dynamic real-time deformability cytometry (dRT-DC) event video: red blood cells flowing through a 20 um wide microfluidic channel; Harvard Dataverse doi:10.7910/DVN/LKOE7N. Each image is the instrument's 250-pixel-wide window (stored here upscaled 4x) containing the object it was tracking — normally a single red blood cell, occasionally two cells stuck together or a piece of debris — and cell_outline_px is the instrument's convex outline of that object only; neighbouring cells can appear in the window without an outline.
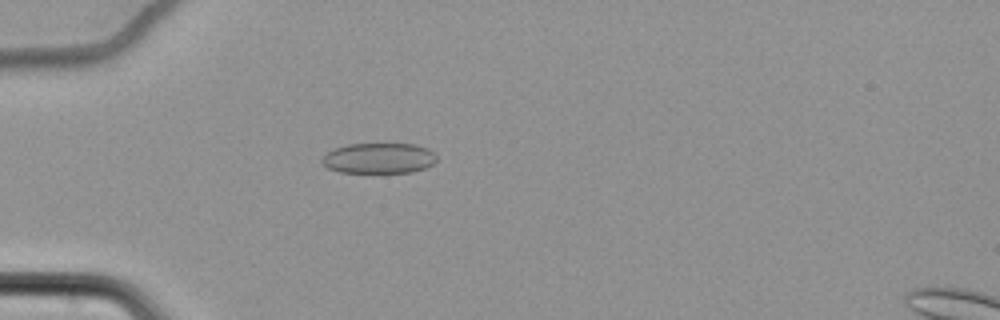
{"species": "common noctule bat (a hibernating species)", "species_latin": "Nyctalus noctula", "temperature_condition": "cold", "stored_images_in_passage": 55, "camera_frame_rate_fps": 3000, "um_per_image_px": 0.085, "animal": {"sex": "female", "body_mass_g": 22.7, "forearm_length_mm": 54.2}, "frame": {"image": 1, "passage_image": 13, "time_ms": 4.0, "image_size_px": [1000, 320], "cell_outline_px": [[436, 160], [432, 164], [424, 168], [412, 172], [340, 172], [328, 168], [320, 160], [332, 148], [348, 144], [416, 144], [428, 148], [436, 156]], "centroid_in_image_um": [32.19, 13.44], "position_along_channel_um": 52.8, "area_um2": 20.29}}
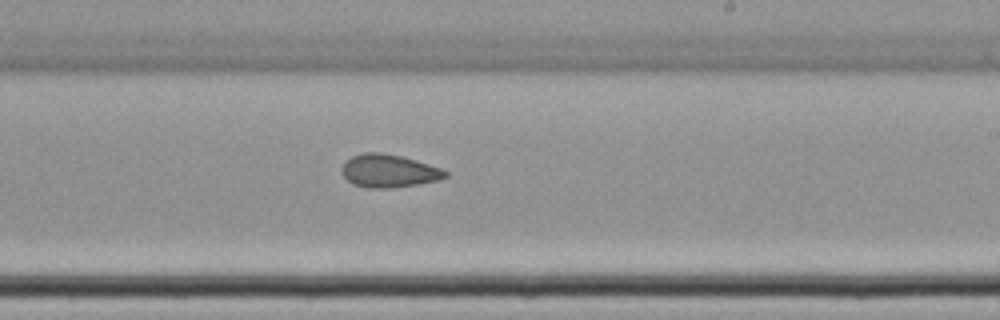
{"frame": {"image": 2, "passage_image": 32, "time_ms": 10.333, "image_size_px": [1000, 320], "cell_outline_px": [[448, 176], [440, 180], [392, 188], [368, 188], [352, 184], [340, 172], [340, 168], [352, 156], [364, 152], [380, 152], [400, 156], [416, 160], [444, 168], [448, 172]], "centroid_in_image_um": [33.07, 14.53], "position_along_channel_um": 255.9, "area_um2": 20.06}}
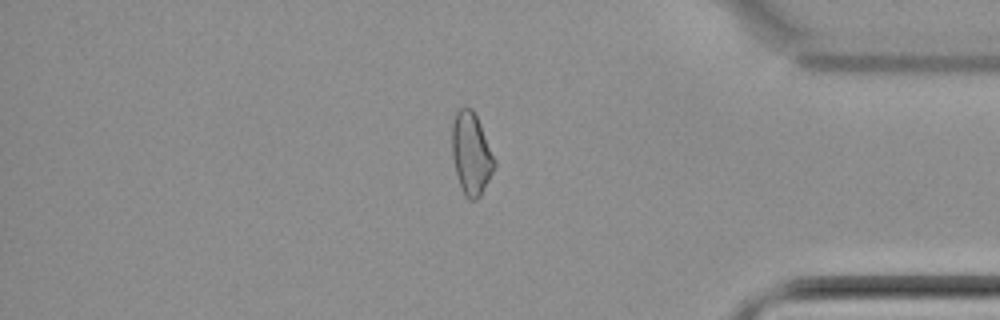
{"frame": {"image": 3, "passage_image": 46, "time_ms": 15.0, "image_size_px": [1000, 320], "cell_outline_px": [[496, 164], [480, 196], [476, 200], [468, 200], [464, 196], [456, 172], [452, 156], [452, 124], [456, 112], [460, 108], [472, 108], [480, 124], [496, 160]], "centroid_in_image_um": [40.05, 13.07], "position_along_channel_um": 395.2, "area_um2": 20.11}}